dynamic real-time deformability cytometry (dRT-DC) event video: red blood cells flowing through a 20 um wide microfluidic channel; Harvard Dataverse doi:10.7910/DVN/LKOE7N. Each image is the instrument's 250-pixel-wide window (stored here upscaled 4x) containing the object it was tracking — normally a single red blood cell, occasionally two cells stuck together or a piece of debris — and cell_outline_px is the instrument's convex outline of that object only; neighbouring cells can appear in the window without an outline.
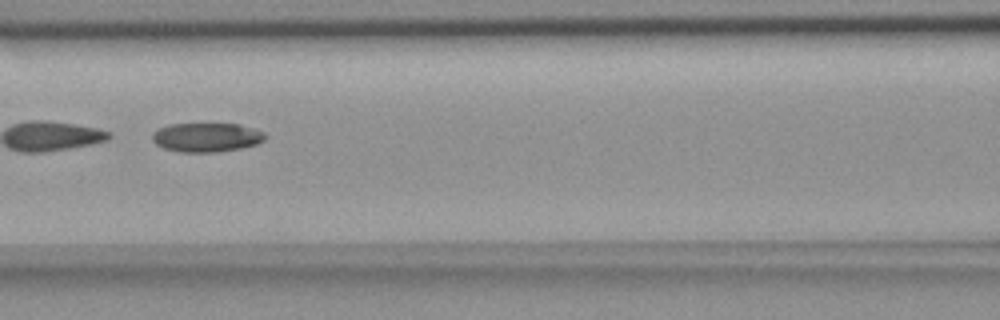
{"species": "common noctule bat (a hibernating species)", "species_latin": "Nyctalus noctula", "temperature_condition": "room temperature", "stored_images_in_passage": 7, "camera_frame_rate_fps": 3000, "um_per_image_px": 0.085, "animal": {"sex": "female", "body_mass_g": 18.4}, "frame": {"image": 1, "passage_image": 4, "time_ms": 3.667, "image_size_px": [1000, 320], "cell_outline_px": [[268, 136], [264, 140], [256, 144], [240, 148], [216, 152], [180, 152], [164, 148], [156, 144], [152, 140], [152, 132], [160, 128], [172, 124], [240, 124], [264, 132]], "centroid_in_image_um": [17.56, 11.67], "position_along_channel_um": 149.0, "area_um2": 19.07}}
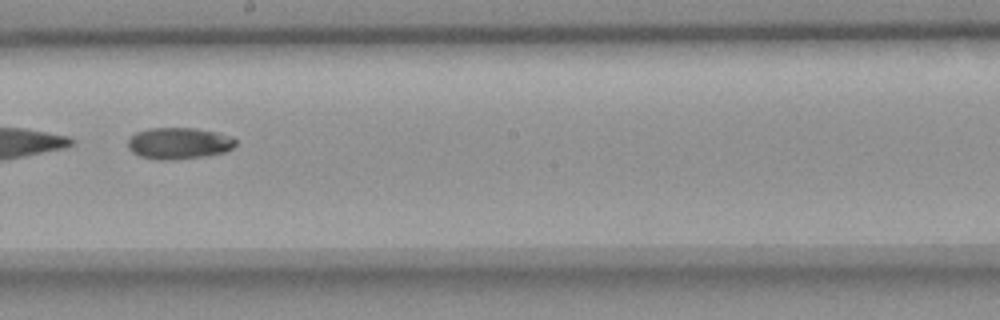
{"frame": {"image": 2, "passage_image": 6, "time_ms": 6.0, "image_size_px": [1000, 320], "cell_outline_px": [[236, 144], [232, 148], [224, 152], [208, 156], [172, 160], [156, 160], [140, 156], [132, 152], [128, 148], [128, 140], [136, 132], [148, 128], [196, 128], [216, 132], [232, 136], [236, 140]], "centroid_in_image_um": [15.21, 12.18], "position_along_channel_um": 233.0, "area_um2": 20.0}}
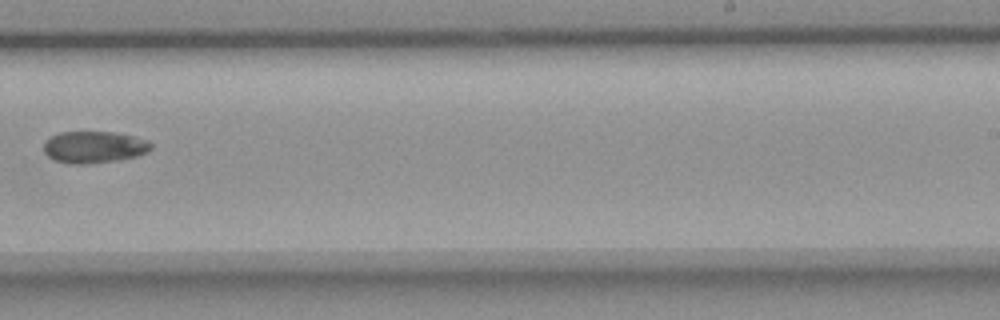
{"frame": {"image": 3, "passage_image": 7, "time_ms": 7.333, "image_size_px": [1000, 320], "cell_outline_px": [[152, 148], [136, 156], [116, 160], [84, 164], [68, 164], [56, 160], [48, 156], [44, 152], [44, 140], [60, 132], [112, 132], [132, 136], [148, 140], [152, 144]], "centroid_in_image_um": [7.96, 12.5], "position_along_channel_um": 281.0, "area_um2": 19.71}}